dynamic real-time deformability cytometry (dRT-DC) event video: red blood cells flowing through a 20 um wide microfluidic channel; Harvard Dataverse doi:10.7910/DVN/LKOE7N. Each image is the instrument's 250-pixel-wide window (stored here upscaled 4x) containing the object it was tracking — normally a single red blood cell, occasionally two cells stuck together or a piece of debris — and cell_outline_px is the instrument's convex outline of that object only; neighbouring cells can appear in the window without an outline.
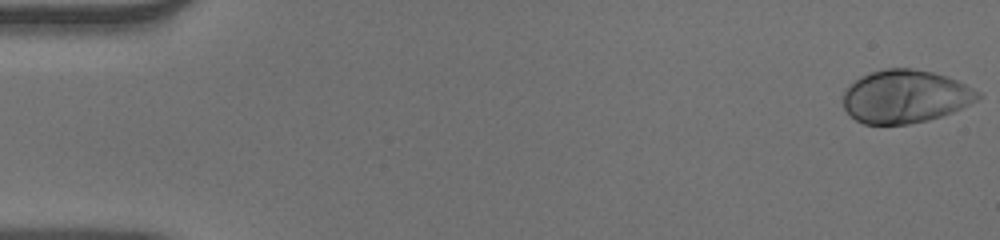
{"species": "human", "species_latin": "Homo sapiens", "temperature_condition": "warm", "stored_images_in_passage": 52, "camera_frame_rate_fps": 3000, "um_per_image_px": 0.085, "donor": {"sex": "male"}, "frame": {"image": 1, "passage_image": 1, "time_ms": 0.0, "image_size_px": [1000, 240], "cell_outline_px": [[984, 96], [952, 112], [928, 120], [908, 124], [864, 124], [856, 120], [844, 108], [844, 92], [860, 76], [868, 72], [884, 68], [912, 68], [932, 72], [956, 80], [980, 92]], "centroid_in_image_um": [76.94, 8.19], "position_along_channel_um": 8.1, "area_um2": 41.38}}
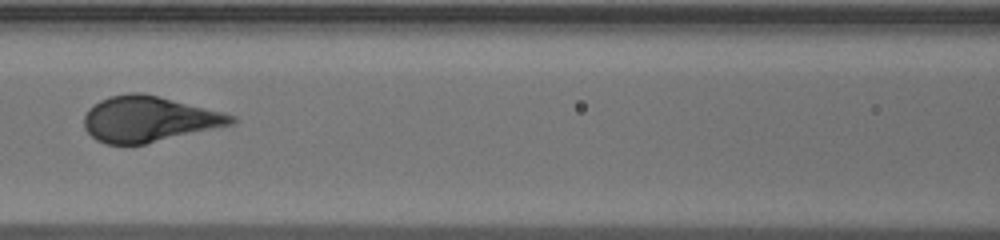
{"frame": {"image": 2, "passage_image": 24, "time_ms": 7.667, "image_size_px": [1000, 240], "cell_outline_px": [[236, 124], [144, 144], [104, 144], [96, 140], [84, 128], [84, 116], [88, 108], [100, 100], [108, 96], [132, 92], [140, 92], [224, 112], [236, 116]], "centroid_in_image_um": [12.65, 10.12], "position_along_channel_um": 153.9, "area_um2": 39.19}}
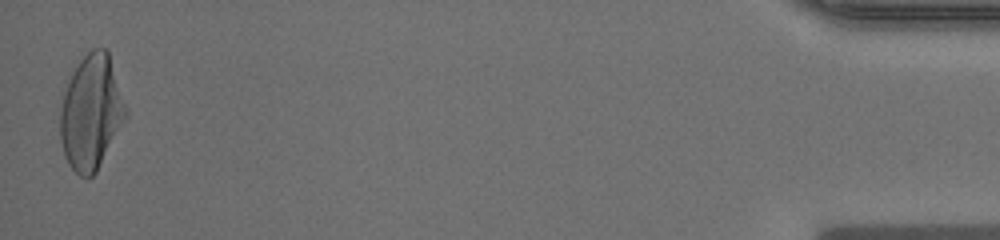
{"frame": {"image": 3, "passage_image": 52, "time_ms": 17.0, "image_size_px": [1000, 240], "cell_outline_px": [[128, 116], [96, 172], [92, 176], [80, 176], [68, 164], [64, 156], [60, 140], [60, 108], [64, 92], [72, 72], [80, 60], [92, 48], [104, 48], [108, 52], [128, 108]], "centroid_in_image_um": [7.76, 9.55], "position_along_channel_um": 427.4, "area_um2": 43.93}}